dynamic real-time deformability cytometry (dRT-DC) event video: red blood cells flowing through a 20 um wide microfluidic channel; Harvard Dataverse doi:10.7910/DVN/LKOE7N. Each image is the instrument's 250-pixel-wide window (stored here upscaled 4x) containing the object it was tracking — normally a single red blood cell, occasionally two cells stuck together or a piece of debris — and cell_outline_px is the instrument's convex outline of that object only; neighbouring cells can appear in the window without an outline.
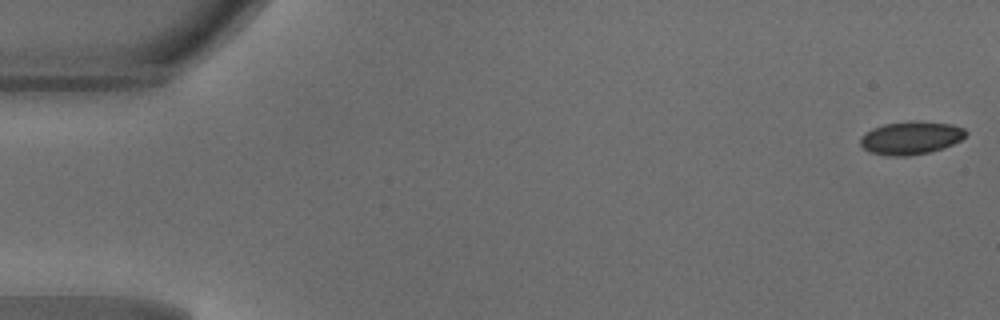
{"species": "common noctule bat (a hibernating species)", "species_latin": "Nyctalus noctula", "temperature_condition": "warm", "stored_images_in_passage": 12, "camera_frame_rate_fps": 3000, "um_per_image_px": 0.085, "animal": {"sex": "male", "body_mass_g": 18.8}, "frame": {"image": 1, "passage_image": 1, "time_ms": 0.0, "image_size_px": [1000, 320], "cell_outline_px": [[968, 132], [960, 140], [944, 148], [928, 152], [908, 156], [888, 156], [868, 152], [860, 144], [860, 136], [872, 128], [884, 124], [908, 120], [916, 120], [952, 124], [964, 128]], "centroid_in_image_um": [77.4, 11.71], "position_along_channel_um": 7.6, "area_um2": 20.58}}